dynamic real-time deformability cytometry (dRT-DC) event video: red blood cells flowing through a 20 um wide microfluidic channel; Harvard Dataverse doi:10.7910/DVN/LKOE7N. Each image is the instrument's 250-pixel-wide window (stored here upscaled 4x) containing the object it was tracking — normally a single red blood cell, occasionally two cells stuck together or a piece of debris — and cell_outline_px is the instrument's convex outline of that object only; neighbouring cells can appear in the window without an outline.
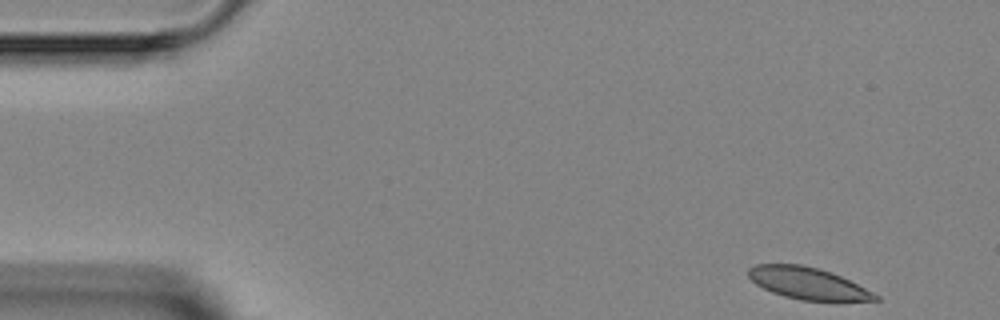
{"species": "Egyptian fruit bat (a non-hibernating species)", "species_latin": "Rousettus aegyptiacus", "temperature_condition": "room temperature", "stored_images_in_passage": 3, "camera_frame_rate_fps": 3000, "um_per_image_px": 0.085, "animal": {"sex": "female"}, "frame": {"image": 1, "passage_image": 1, "time_ms": 0.0, "image_size_px": [1000, 320], "cell_outline_px": [[880, 300], [836, 304], [800, 300], [784, 296], [772, 292], [756, 284], [748, 276], [748, 268], [756, 264], [800, 264], [832, 272], [880, 296]], "centroid_in_image_um": [68.74, 24.14], "position_along_channel_um": 16.3, "area_um2": 24.22}}
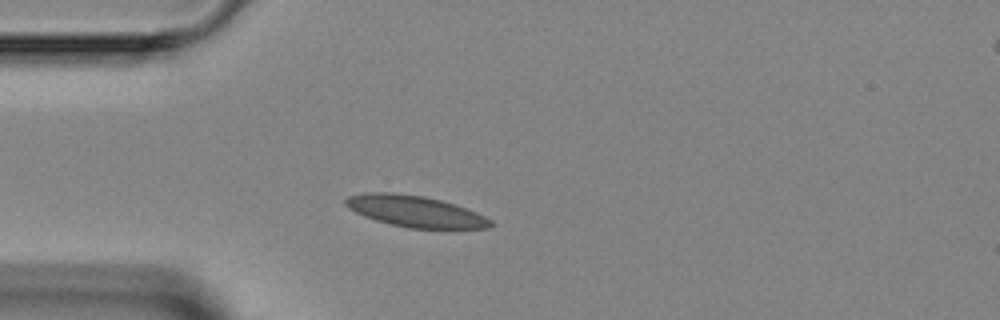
{"frame": {"image": 2, "passage_image": 3, "time_ms": 3.0, "image_size_px": [1000, 320], "cell_outline_px": [[496, 224], [488, 228], [408, 228], [376, 220], [364, 216], [348, 208], [344, 204], [344, 200], [348, 196], [364, 192], [396, 192], [424, 196], [456, 204], [476, 212], [492, 220]], "centroid_in_image_um": [35.28, 17.95], "position_along_channel_um": 49.7, "area_um2": 26.53}}